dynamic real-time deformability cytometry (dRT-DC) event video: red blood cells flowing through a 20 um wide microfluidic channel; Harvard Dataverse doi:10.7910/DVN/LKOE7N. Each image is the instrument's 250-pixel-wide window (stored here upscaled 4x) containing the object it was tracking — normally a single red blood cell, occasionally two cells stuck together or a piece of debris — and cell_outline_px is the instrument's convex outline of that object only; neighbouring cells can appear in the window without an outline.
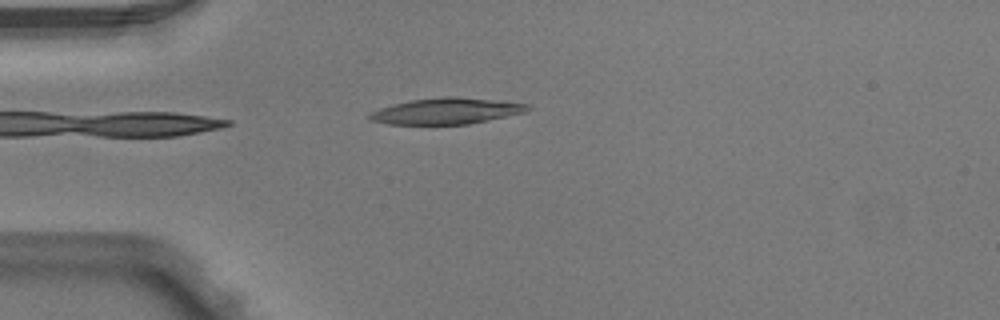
{"species": "Egyptian fruit bat (a non-hibernating species)", "species_latin": "Rousettus aegyptiacus", "temperature_condition": "warm", "stored_images_in_passage": 3, "camera_frame_rate_fps": 3000, "um_per_image_px": 0.085, "animal": {"sex": "male"}, "frame": {"image": 1, "passage_image": 3, "time_ms": 0.667, "image_size_px": [1000, 320], "cell_outline_px": [[532, 108], [524, 112], [468, 124], [388, 124], [368, 120], [368, 112], [392, 104], [412, 100], [448, 96], [452, 96], [492, 100], [528, 104]], "centroid_in_image_um": [37.86, 9.44], "position_along_channel_um": 47.1, "area_um2": 23.76}}